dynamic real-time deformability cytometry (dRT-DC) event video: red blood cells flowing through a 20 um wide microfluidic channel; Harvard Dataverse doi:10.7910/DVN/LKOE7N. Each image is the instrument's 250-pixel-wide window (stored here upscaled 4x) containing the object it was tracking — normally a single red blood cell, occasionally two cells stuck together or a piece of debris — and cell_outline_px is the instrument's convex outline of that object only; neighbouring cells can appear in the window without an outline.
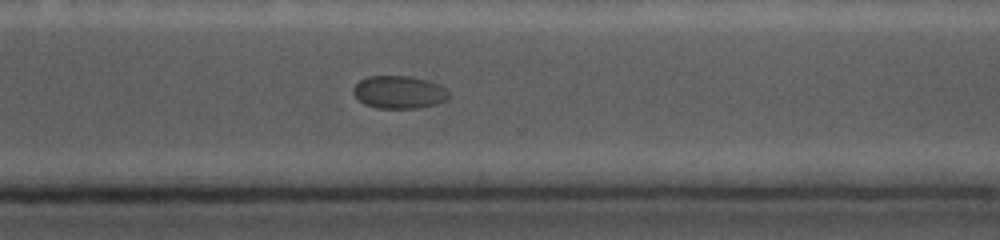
{"species": "common noctule bat (a hibernating species)", "species_latin": "Nyctalus noctula", "temperature_condition": "cold", "stored_images_in_passage": 10, "camera_frame_rate_fps": 5000, "um_per_image_px": 0.085, "animal": {"sex": "female", "body_mass_g": 19.0, "forearm_length_mm": 56.7}, "frame": {"image": 1, "passage_image": 10, "time_ms": 8.2, "image_size_px": [1000, 240], "cell_outline_px": [[448, 96], [444, 100], [436, 104], [412, 108], [376, 108], [364, 104], [352, 92], [352, 88], [360, 80], [368, 76], [412, 76], [428, 80], [444, 88], [448, 92]], "centroid_in_image_um": [33.87, 7.82], "position_along_channel_um": 336.7, "area_um2": 18.03}}